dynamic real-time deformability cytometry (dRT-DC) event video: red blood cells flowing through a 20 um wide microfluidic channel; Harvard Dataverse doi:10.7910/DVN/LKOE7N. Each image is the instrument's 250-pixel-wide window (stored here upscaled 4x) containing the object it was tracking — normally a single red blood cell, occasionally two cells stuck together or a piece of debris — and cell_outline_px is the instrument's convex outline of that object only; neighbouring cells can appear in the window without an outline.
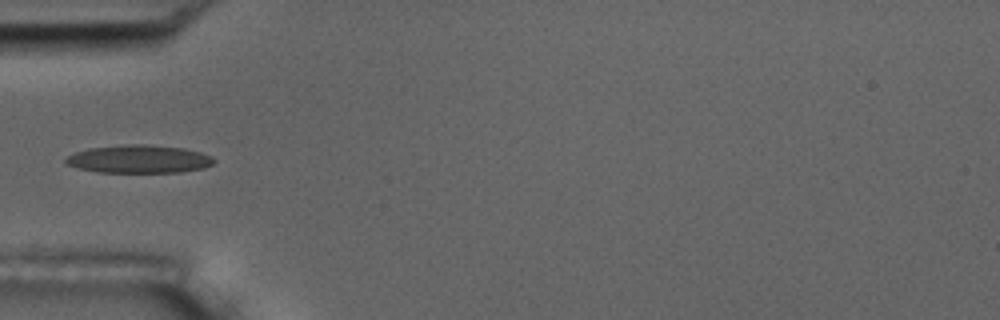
{"species": "common noctule bat (a hibernating species)", "species_latin": "Nyctalus noctula", "temperature_condition": "room temperature", "stored_images_in_passage": 15, "camera_frame_rate_fps": 3000, "um_per_image_px": 0.085, "animal": {"sex": "male", "body_mass_g": 17.5, "forearm_length_mm": 52.3}, "frame": {"image": 1, "passage_image": 5, "time_ms": 5.667, "image_size_px": [1000, 320], "cell_outline_px": [[216, 160], [212, 164], [204, 168], [180, 172], [96, 172], [80, 168], [68, 164], [64, 160], [68, 156], [76, 152], [88, 148], [128, 144], [144, 144], [184, 148], [200, 152], [212, 156]], "centroid_in_image_um": [11.85, 13.52], "position_along_channel_um": 73.2, "area_um2": 24.1}}
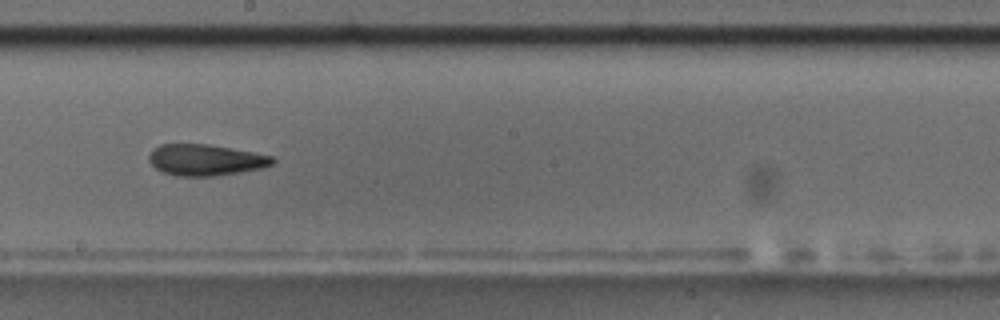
{"frame": {"image": 2, "passage_image": 9, "time_ms": 10.0, "image_size_px": [1000, 320], "cell_outline_px": [[276, 160], [272, 164], [264, 168], [216, 176], [176, 176], [164, 172], [156, 168], [148, 160], [148, 156], [152, 148], [160, 144], [208, 144], [252, 152], [272, 156]], "centroid_in_image_um": [17.46, 13.59], "position_along_channel_um": 230.7, "area_um2": 22.54}}